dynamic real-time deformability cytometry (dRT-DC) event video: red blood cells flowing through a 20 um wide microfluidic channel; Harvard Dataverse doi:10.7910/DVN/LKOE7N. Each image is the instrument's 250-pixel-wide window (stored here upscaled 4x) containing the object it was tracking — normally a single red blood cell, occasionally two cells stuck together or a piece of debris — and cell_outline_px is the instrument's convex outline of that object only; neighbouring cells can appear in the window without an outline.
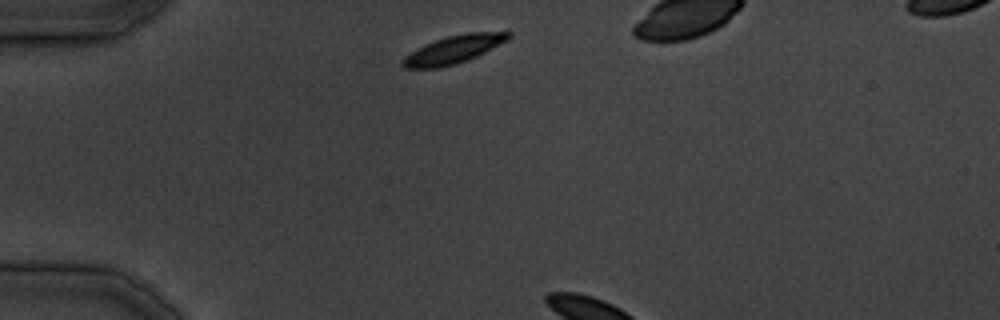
{"species": "common noctule bat (a hibernating species)", "species_latin": "Nyctalus noctula", "temperature_condition": "cold", "stored_images_in_passage": 3, "camera_frame_rate_fps": 3000, "um_per_image_px": 0.085, "animal": {"sex": "male", "body_mass_g": 19.5, "forearm_length_mm": 54.6}, "frame": {"image": 1, "passage_image": 1, "time_ms": 0.0, "image_size_px": [1000, 320], "cell_outline_px": [[512, 36], [508, 40], [468, 60], [456, 64], [440, 68], [404, 68], [400, 64], [404, 56], [436, 40], [448, 36], [468, 32], [512, 32]], "centroid_in_image_um": [38.58, 4.22], "position_along_channel_um": 46.4, "area_um2": 16.94}}